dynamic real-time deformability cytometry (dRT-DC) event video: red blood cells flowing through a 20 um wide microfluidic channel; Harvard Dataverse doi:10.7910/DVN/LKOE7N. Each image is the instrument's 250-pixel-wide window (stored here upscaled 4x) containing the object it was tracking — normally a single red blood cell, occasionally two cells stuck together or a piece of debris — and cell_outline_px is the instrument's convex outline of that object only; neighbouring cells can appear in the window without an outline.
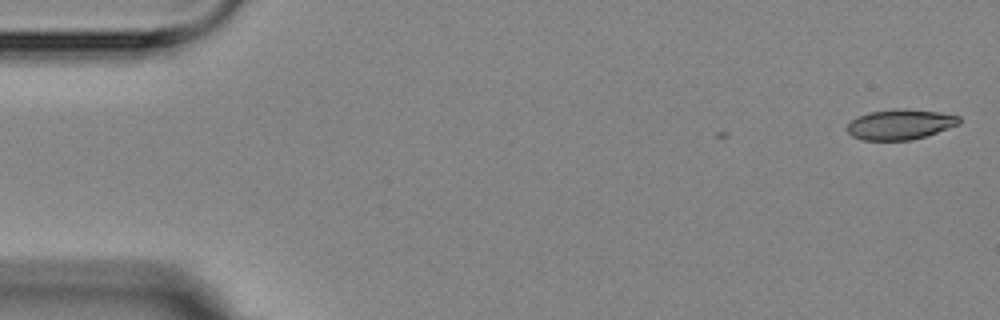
{"species": "Egyptian fruit bat (a non-hibernating species)", "species_latin": "Rousettus aegyptiacus", "temperature_condition": "room temperature", "stored_images_in_passage": 4, "camera_frame_rate_fps": 3000, "um_per_image_px": 0.085, "animal": {"sex": "female"}, "frame": {"image": 1, "passage_image": 1, "time_ms": 0.0, "image_size_px": [1000, 320], "cell_outline_px": [[960, 124], [912, 140], [864, 140], [852, 136], [848, 132], [848, 124], [856, 116], [868, 112], [940, 112], [960, 116]], "centroid_in_image_um": [76.5, 10.63], "position_along_channel_um": 8.5, "area_um2": 18.61}}
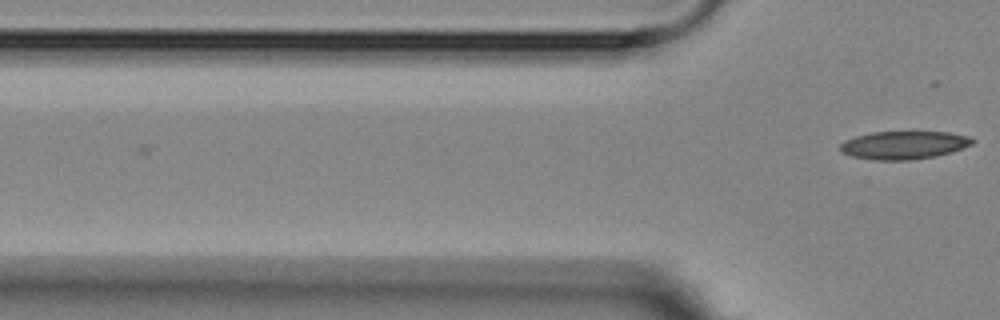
{"frame": {"image": 2, "passage_image": 4, "time_ms": 4.333, "image_size_px": [1000, 320], "cell_outline_px": [[976, 140], [972, 144], [936, 156], [912, 160], [876, 160], [852, 156], [840, 152], [840, 144], [844, 140], [856, 136], [872, 132], [948, 132], [968, 136]], "centroid_in_image_um": [76.79, 12.33], "position_along_channel_um": 49.0, "area_um2": 21.5}}